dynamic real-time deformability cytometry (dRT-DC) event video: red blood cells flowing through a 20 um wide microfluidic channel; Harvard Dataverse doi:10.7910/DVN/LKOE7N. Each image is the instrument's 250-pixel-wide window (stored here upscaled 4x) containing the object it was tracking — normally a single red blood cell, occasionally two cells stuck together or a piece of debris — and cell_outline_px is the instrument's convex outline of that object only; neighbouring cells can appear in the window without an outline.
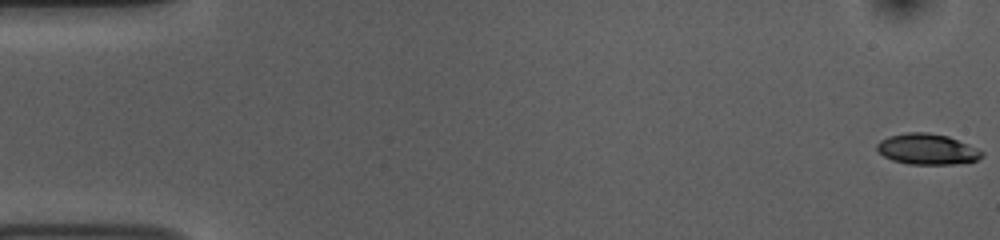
{"species": "common noctule bat (a hibernating species)", "species_latin": "Nyctalus noctula", "temperature_condition": "room temperature", "stored_images_in_passage": 54, "camera_frame_rate_fps": 3000, "um_per_image_px": 0.085, "animal": {"sex": "female", "body_mass_g": 10.0, "forearm_length_mm": 53.1}, "frame": {"image": 1, "passage_image": 1, "time_ms": 0.0, "image_size_px": [1000, 240], "cell_outline_px": [[984, 156], [976, 160], [952, 164], [908, 164], [892, 160], [884, 156], [876, 148], [876, 144], [880, 140], [888, 136], [908, 132], [928, 132], [948, 136], [968, 144], [984, 152]], "centroid_in_image_um": [78.8, 12.67], "position_along_channel_um": 6.2, "area_um2": 18.79}}
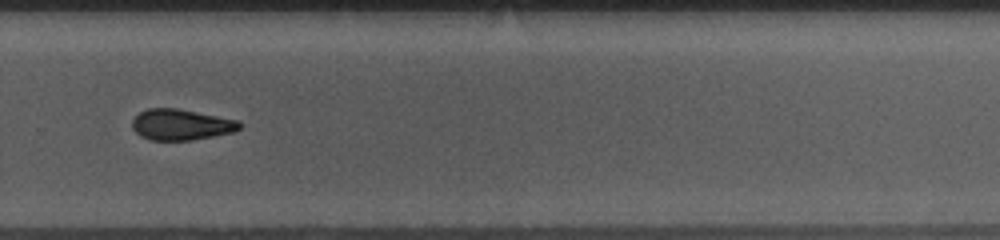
{"frame": {"image": 2, "passage_image": 37, "time_ms": 12.0, "image_size_px": [1000, 240], "cell_outline_px": [[240, 128], [236, 132], [192, 140], [152, 140], [140, 136], [132, 128], [132, 120], [140, 112], [148, 108], [176, 108], [240, 120]], "centroid_in_image_um": [15.41, 10.59], "position_along_channel_um": 314.4, "area_um2": 19.42}}
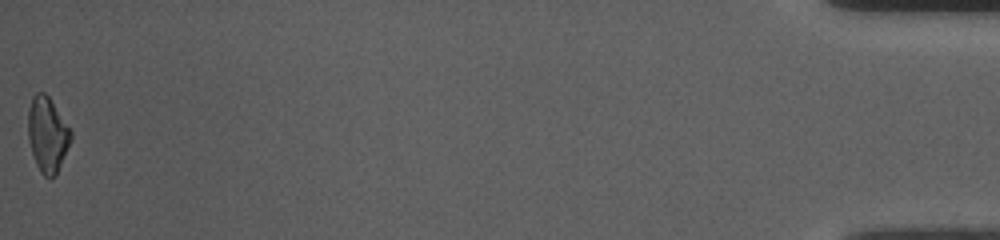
{"frame": {"image": 3, "passage_image": 54, "time_ms": 17.667, "image_size_px": [1000, 240], "cell_outline_px": [[72, 140], [56, 176], [44, 176], [40, 172], [36, 164], [28, 140], [28, 108], [32, 96], [36, 92], [44, 92], [48, 96], [72, 132]], "centroid_in_image_um": [4.03, 11.44], "position_along_channel_um": 431.2, "area_um2": 18.73}, "authors_computed_cell_mechanics": {"area_um2": 19.4786, "velocity_mm_per_s": 3.7625, "shape_relaxation_time_tau1_ms": 3.7825, "shape_relaxation_time_tau2_ms": 6.4895, "deformation_change_tau1": 0.1497, "deformation_change_tau2": 0.1347}}